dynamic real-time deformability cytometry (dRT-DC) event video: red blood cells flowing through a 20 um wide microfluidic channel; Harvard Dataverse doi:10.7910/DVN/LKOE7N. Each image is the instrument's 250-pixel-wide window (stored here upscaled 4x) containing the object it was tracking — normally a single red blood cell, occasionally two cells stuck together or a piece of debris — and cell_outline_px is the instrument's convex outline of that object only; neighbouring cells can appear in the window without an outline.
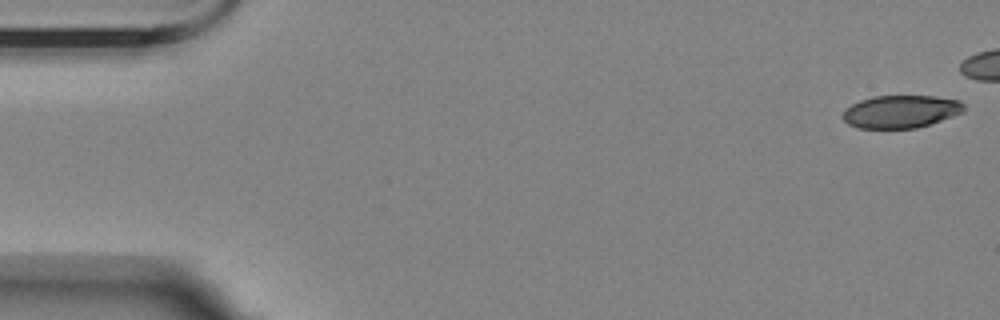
{"species": "Egyptian fruit bat (a non-hibernating species)", "species_latin": "Rousettus aegyptiacus", "temperature_condition": "room temperature", "stored_images_in_passage": 6, "camera_frame_rate_fps": 3000, "um_per_image_px": 0.085, "animal": {"sex": "female"}, "frame": {"image": 1, "passage_image": 1, "time_ms": 0.0, "image_size_px": [1000, 320], "cell_outline_px": [[964, 112], [916, 128], [856, 128], [848, 124], [840, 116], [852, 104], [860, 100], [872, 96], [932, 96], [960, 100], [964, 104]], "centroid_in_image_um": [76.55, 9.48], "position_along_channel_um": 8.5, "area_um2": 23.0}}